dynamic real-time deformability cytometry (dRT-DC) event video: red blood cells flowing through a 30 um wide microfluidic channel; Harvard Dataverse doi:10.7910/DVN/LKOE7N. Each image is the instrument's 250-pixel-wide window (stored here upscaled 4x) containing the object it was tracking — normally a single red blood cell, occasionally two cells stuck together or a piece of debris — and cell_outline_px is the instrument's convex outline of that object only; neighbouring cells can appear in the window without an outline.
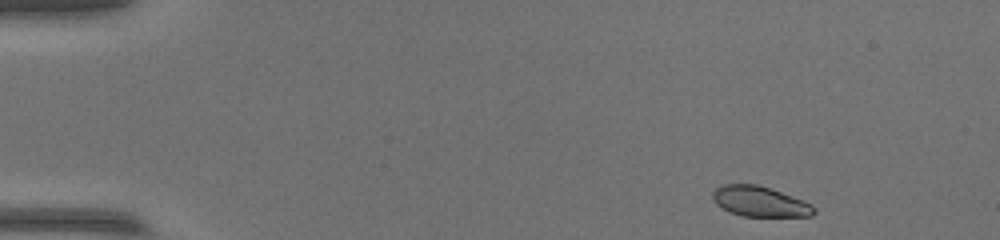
{"species": "common noctule bat (a hibernating species)", "species_latin": "Nyctalus noctula", "temperature_condition": "warm", "stored_images_in_passage": 48, "camera_frame_rate_fps": 3000, "um_per_image_px": 0.085, "animal": {"sex": "female", "body_mass_g": 17.0, "forearm_length_mm": 48.0}, "frame": {"image": 1, "passage_image": 1, "time_ms": 0.0, "image_size_px": [1000, 240], "cell_outline_px": [[816, 212], [812, 216], [744, 216], [728, 212], [716, 204], [712, 200], [712, 192], [716, 188], [724, 184], [756, 184], [780, 192], [812, 204], [816, 208]], "centroid_in_image_um": [64.56, 17.13], "position_along_channel_um": 20.4, "area_um2": 17.8}}
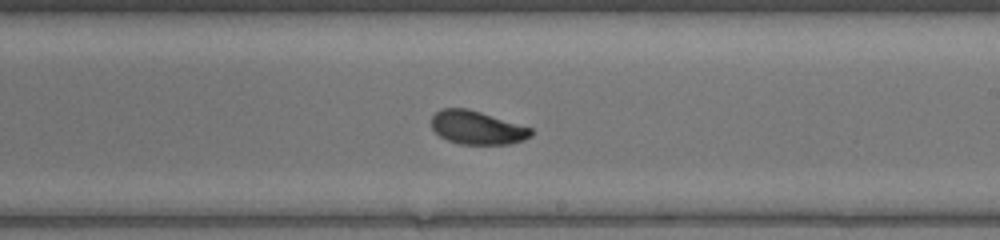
{"frame": {"image": 2, "passage_image": 27, "time_ms": 8.667, "image_size_px": [1000, 240], "cell_outline_px": [[532, 136], [524, 140], [508, 144], [460, 144], [448, 140], [440, 136], [432, 128], [432, 116], [440, 108], [468, 108], [532, 128]], "centroid_in_image_um": [40.55, 10.84], "position_along_channel_um": 248.4, "area_um2": 19.36}}
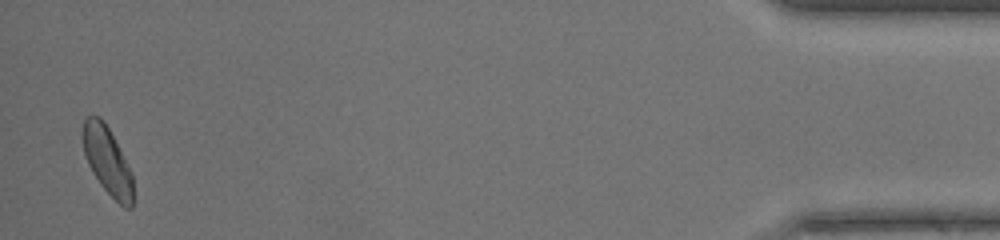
{"frame": {"image": 3, "passage_image": 47, "time_ms": 15.333, "image_size_px": [1000, 240], "cell_outline_px": [[132, 208], [124, 208], [100, 184], [92, 172], [88, 164], [84, 152], [84, 120], [88, 116], [100, 116], [104, 120], [132, 172]], "centroid_in_image_um": [9.14, 13.67], "position_along_channel_um": 426.1, "area_um2": 19.31}}